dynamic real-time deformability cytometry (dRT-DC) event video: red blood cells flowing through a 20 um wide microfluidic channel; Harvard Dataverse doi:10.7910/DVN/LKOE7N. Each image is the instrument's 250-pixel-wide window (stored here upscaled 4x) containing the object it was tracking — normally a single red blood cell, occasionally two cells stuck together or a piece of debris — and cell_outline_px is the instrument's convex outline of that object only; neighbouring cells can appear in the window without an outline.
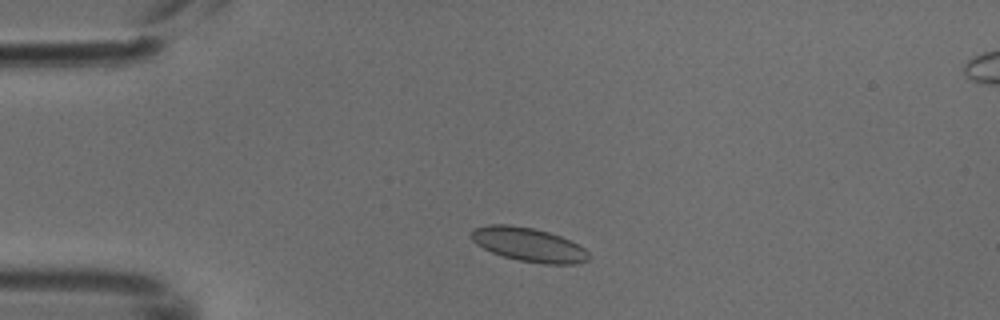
{"species": "common noctule bat (a hibernating species)", "species_latin": "Nyctalus noctula", "temperature_condition": "cold", "stored_images_in_passage": 4, "camera_frame_rate_fps": 3000, "um_per_image_px": 0.085, "animal": {"sex": "male", "body_mass_g": 18.8}, "frame": {"image": 1, "passage_image": 2, "time_ms": 0.333, "image_size_px": [1000, 320], "cell_outline_px": [[588, 260], [576, 264], [544, 264], [520, 260], [504, 256], [492, 252], [476, 244], [468, 236], [472, 228], [488, 224], [508, 224], [532, 228], [548, 232], [560, 236], [584, 248], [588, 252]], "centroid_in_image_um": [44.87, 20.78], "position_along_channel_um": 40.1, "area_um2": 23.12}}